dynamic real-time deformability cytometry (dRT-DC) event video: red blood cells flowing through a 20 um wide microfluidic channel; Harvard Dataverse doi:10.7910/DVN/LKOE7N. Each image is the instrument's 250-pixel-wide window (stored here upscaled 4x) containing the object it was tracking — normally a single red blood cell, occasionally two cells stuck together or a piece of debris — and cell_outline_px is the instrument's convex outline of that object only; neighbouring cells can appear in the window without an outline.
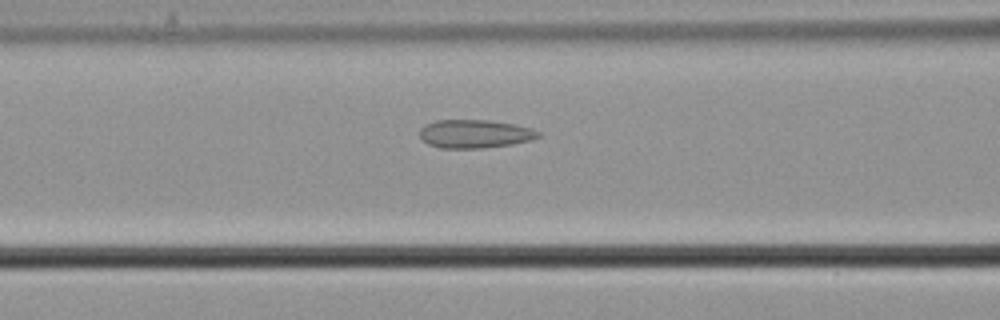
{"species": "common noctule bat (a hibernating species)", "species_latin": "Nyctalus noctula", "temperature_condition": "cold", "stored_images_in_passage": 54, "camera_frame_rate_fps": 3000, "um_per_image_px": 0.085, "animal": {"sex": "male", "body_mass_g": 21.5, "forearm_length_mm": 52.0}, "frame": {"image": 1, "passage_image": 22, "time_ms": 7.0, "image_size_px": [1000, 320], "cell_outline_px": [[540, 136], [532, 140], [512, 144], [484, 148], [440, 148], [428, 144], [420, 140], [420, 128], [424, 124], [436, 120], [492, 120], [532, 128], [540, 132]], "centroid_in_image_um": [40.33, 11.38], "position_along_channel_um": 126.3, "area_um2": 19.83}}
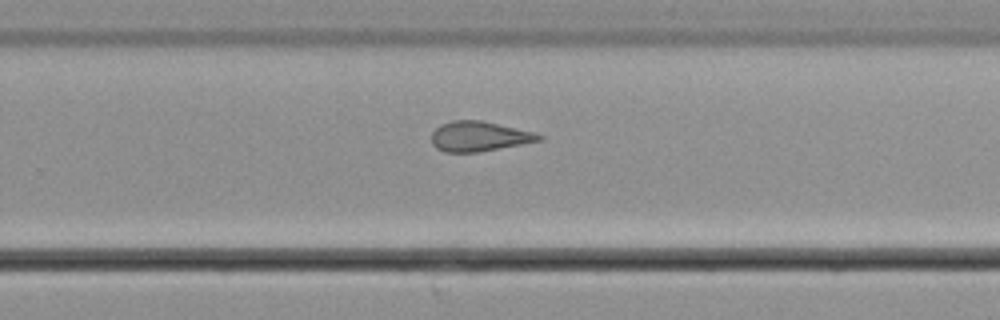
{"frame": {"image": 2, "passage_image": 35, "time_ms": 11.333, "image_size_px": [1000, 320], "cell_outline_px": [[544, 140], [476, 152], [444, 152], [436, 148], [432, 144], [432, 132], [440, 124], [452, 120], [484, 120], [536, 132], [544, 136]], "centroid_in_image_um": [40.75, 11.57], "position_along_channel_um": 289.0, "area_um2": 18.96}}
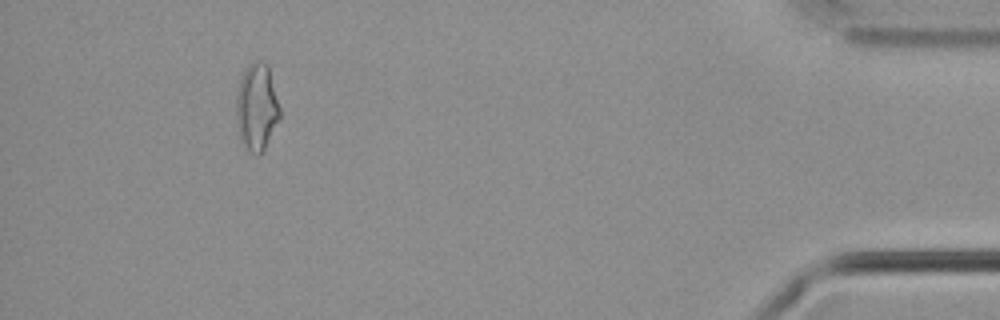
{"frame": {"image": 3, "passage_image": 50, "time_ms": 16.333, "image_size_px": [1000, 320], "cell_outline_px": [[280, 116], [260, 156], [256, 156], [248, 152], [240, 140], [236, 120], [236, 88], [240, 76], [244, 68], [252, 60], [264, 60], [268, 64], [280, 108]], "centroid_in_image_um": [21.78, 9.06], "position_along_channel_um": 413.4, "area_um2": 22.66}}